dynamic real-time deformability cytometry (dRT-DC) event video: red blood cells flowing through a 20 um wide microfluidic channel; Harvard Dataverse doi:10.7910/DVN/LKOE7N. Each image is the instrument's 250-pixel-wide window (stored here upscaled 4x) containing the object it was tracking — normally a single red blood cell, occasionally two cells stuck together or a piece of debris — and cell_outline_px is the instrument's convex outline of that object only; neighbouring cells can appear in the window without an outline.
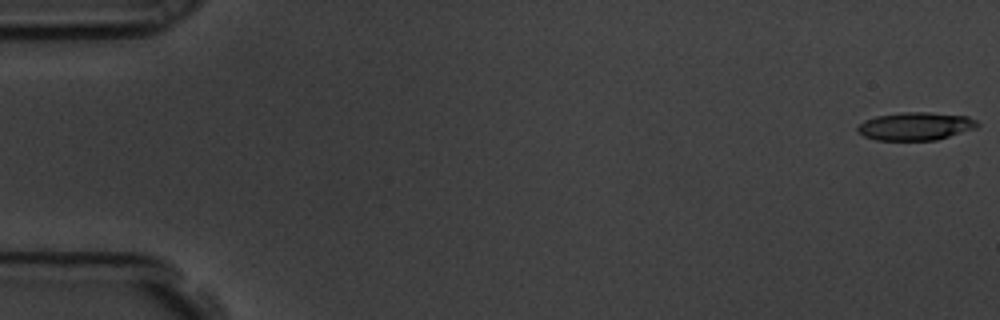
{"species": "common noctule bat (a hibernating species)", "species_latin": "Nyctalus noctula", "temperature_condition": "room temperature", "stored_images_in_passage": 58, "camera_frame_rate_fps": 3000, "um_per_image_px": 0.085, "animal": {"sex": "male", "body_mass_g": 19.5, "forearm_length_mm": 54.6}, "frame": {"image": 1, "passage_image": 1, "time_ms": 0.0, "image_size_px": [1000, 320], "cell_outline_px": [[980, 124], [976, 128], [936, 140], [876, 140], [864, 136], [856, 132], [856, 128], [864, 120], [876, 116], [900, 112], [928, 112], [968, 116], [976, 120]], "centroid_in_image_um": [77.8, 10.72], "position_along_channel_um": 7.2, "area_um2": 19.65}}
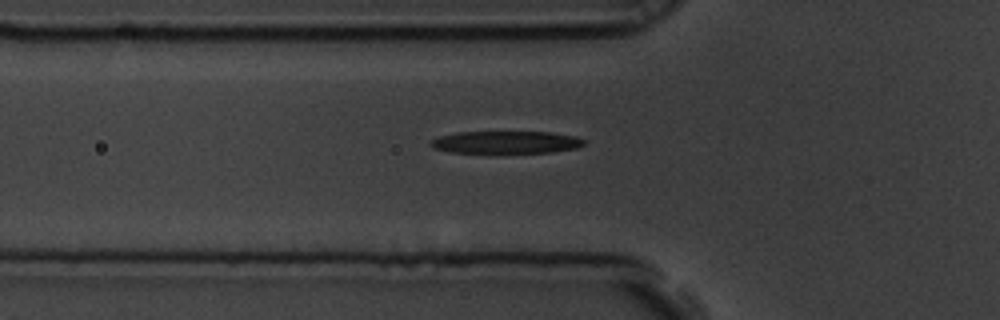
{"frame": {"image": 2, "passage_image": 20, "time_ms": 6.333, "image_size_px": [1000, 320], "cell_outline_px": [[584, 144], [576, 148], [552, 152], [452, 152], [432, 148], [428, 144], [432, 140], [440, 136], [456, 132], [552, 132], [576, 136], [584, 140]], "centroid_in_image_um": [43.0, 12.08], "position_along_channel_um": 82.8, "area_um2": 19.83}}
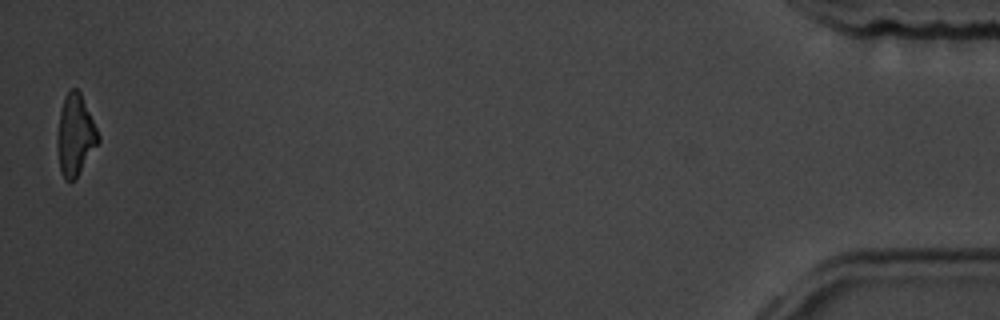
{"frame": {"image": 3, "passage_image": 57, "time_ms": 18.667, "image_size_px": [1000, 320], "cell_outline_px": [[100, 140], [76, 176], [72, 180], [64, 180], [60, 172], [56, 144], [56, 140], [60, 112], [64, 96], [72, 88], [76, 88], [80, 92], [100, 136]], "centroid_in_image_um": [6.37, 11.47], "position_along_channel_um": 428.8, "area_um2": 19.02}, "authors_computed_cell_mechanics": {"area_um2": 20.9236, "velocity_mm_per_s": 3.5671, "shape_relaxation_time_tau1_ms": 2.8529, "shape_relaxation_time_tau2_ms": null, "deformation_change_tau1": 0.1718, "deformation_change_tau2": null}}